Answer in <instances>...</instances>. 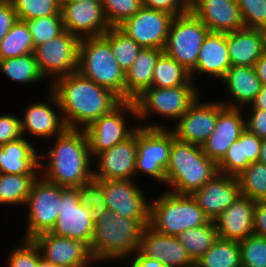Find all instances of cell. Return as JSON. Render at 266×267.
<instances>
[{
	"mask_svg": "<svg viewBox=\"0 0 266 267\" xmlns=\"http://www.w3.org/2000/svg\"><path fill=\"white\" fill-rule=\"evenodd\" d=\"M38 175L0 173V205H25L30 188Z\"/></svg>",
	"mask_w": 266,
	"mask_h": 267,
	"instance_id": "36",
	"label": "cell"
},
{
	"mask_svg": "<svg viewBox=\"0 0 266 267\" xmlns=\"http://www.w3.org/2000/svg\"><path fill=\"white\" fill-rule=\"evenodd\" d=\"M209 32V28L191 11L175 16L169 27L163 52L191 72L197 64L201 45Z\"/></svg>",
	"mask_w": 266,
	"mask_h": 267,
	"instance_id": "10",
	"label": "cell"
},
{
	"mask_svg": "<svg viewBox=\"0 0 266 267\" xmlns=\"http://www.w3.org/2000/svg\"><path fill=\"white\" fill-rule=\"evenodd\" d=\"M128 113L136 118L133 101H122L111 112L93 121L84 131L86 133L89 151L94 159L100 152L112 148L117 143L128 138L137 128L127 122ZM130 126V127H129Z\"/></svg>",
	"mask_w": 266,
	"mask_h": 267,
	"instance_id": "11",
	"label": "cell"
},
{
	"mask_svg": "<svg viewBox=\"0 0 266 267\" xmlns=\"http://www.w3.org/2000/svg\"><path fill=\"white\" fill-rule=\"evenodd\" d=\"M137 128L124 141L100 152L93 160L94 180H134L136 175Z\"/></svg>",
	"mask_w": 266,
	"mask_h": 267,
	"instance_id": "16",
	"label": "cell"
},
{
	"mask_svg": "<svg viewBox=\"0 0 266 267\" xmlns=\"http://www.w3.org/2000/svg\"><path fill=\"white\" fill-rule=\"evenodd\" d=\"M195 267H242L239 242L217 238Z\"/></svg>",
	"mask_w": 266,
	"mask_h": 267,
	"instance_id": "35",
	"label": "cell"
},
{
	"mask_svg": "<svg viewBox=\"0 0 266 267\" xmlns=\"http://www.w3.org/2000/svg\"><path fill=\"white\" fill-rule=\"evenodd\" d=\"M38 247L41 257L57 267H91L95 265L89 246L68 237L51 232L41 233L31 239Z\"/></svg>",
	"mask_w": 266,
	"mask_h": 267,
	"instance_id": "17",
	"label": "cell"
},
{
	"mask_svg": "<svg viewBox=\"0 0 266 267\" xmlns=\"http://www.w3.org/2000/svg\"><path fill=\"white\" fill-rule=\"evenodd\" d=\"M17 18L30 21L42 16L61 15V0H10Z\"/></svg>",
	"mask_w": 266,
	"mask_h": 267,
	"instance_id": "40",
	"label": "cell"
},
{
	"mask_svg": "<svg viewBox=\"0 0 266 267\" xmlns=\"http://www.w3.org/2000/svg\"><path fill=\"white\" fill-rule=\"evenodd\" d=\"M126 260L129 261V266L125 265L126 267H164L159 260L144 256L138 250Z\"/></svg>",
	"mask_w": 266,
	"mask_h": 267,
	"instance_id": "52",
	"label": "cell"
},
{
	"mask_svg": "<svg viewBox=\"0 0 266 267\" xmlns=\"http://www.w3.org/2000/svg\"><path fill=\"white\" fill-rule=\"evenodd\" d=\"M0 173L39 175L38 149L25 136L0 146Z\"/></svg>",
	"mask_w": 266,
	"mask_h": 267,
	"instance_id": "28",
	"label": "cell"
},
{
	"mask_svg": "<svg viewBox=\"0 0 266 267\" xmlns=\"http://www.w3.org/2000/svg\"><path fill=\"white\" fill-rule=\"evenodd\" d=\"M77 71L125 101V73L103 36L80 39Z\"/></svg>",
	"mask_w": 266,
	"mask_h": 267,
	"instance_id": "6",
	"label": "cell"
},
{
	"mask_svg": "<svg viewBox=\"0 0 266 267\" xmlns=\"http://www.w3.org/2000/svg\"><path fill=\"white\" fill-rule=\"evenodd\" d=\"M190 71L164 52L158 57L154 71L152 87L165 88L176 86H195Z\"/></svg>",
	"mask_w": 266,
	"mask_h": 267,
	"instance_id": "32",
	"label": "cell"
},
{
	"mask_svg": "<svg viewBox=\"0 0 266 267\" xmlns=\"http://www.w3.org/2000/svg\"><path fill=\"white\" fill-rule=\"evenodd\" d=\"M72 1H95V2H99V3H101L102 2V0H72Z\"/></svg>",
	"mask_w": 266,
	"mask_h": 267,
	"instance_id": "58",
	"label": "cell"
},
{
	"mask_svg": "<svg viewBox=\"0 0 266 267\" xmlns=\"http://www.w3.org/2000/svg\"><path fill=\"white\" fill-rule=\"evenodd\" d=\"M53 140L54 145L47 149V155L39 153V174L66 188H78L92 181L94 162L85 131L66 129Z\"/></svg>",
	"mask_w": 266,
	"mask_h": 267,
	"instance_id": "2",
	"label": "cell"
},
{
	"mask_svg": "<svg viewBox=\"0 0 266 267\" xmlns=\"http://www.w3.org/2000/svg\"><path fill=\"white\" fill-rule=\"evenodd\" d=\"M18 20L10 0H0V41Z\"/></svg>",
	"mask_w": 266,
	"mask_h": 267,
	"instance_id": "50",
	"label": "cell"
},
{
	"mask_svg": "<svg viewBox=\"0 0 266 267\" xmlns=\"http://www.w3.org/2000/svg\"><path fill=\"white\" fill-rule=\"evenodd\" d=\"M22 240V245L15 246L9 254L8 267H37L41 258L38 247L32 240Z\"/></svg>",
	"mask_w": 266,
	"mask_h": 267,
	"instance_id": "46",
	"label": "cell"
},
{
	"mask_svg": "<svg viewBox=\"0 0 266 267\" xmlns=\"http://www.w3.org/2000/svg\"><path fill=\"white\" fill-rule=\"evenodd\" d=\"M177 238L192 260L196 262L212 247L218 238V232L215 222L210 220L203 226L183 231L177 235Z\"/></svg>",
	"mask_w": 266,
	"mask_h": 267,
	"instance_id": "33",
	"label": "cell"
},
{
	"mask_svg": "<svg viewBox=\"0 0 266 267\" xmlns=\"http://www.w3.org/2000/svg\"><path fill=\"white\" fill-rule=\"evenodd\" d=\"M26 22L34 47L52 40L65 30L62 15L42 16Z\"/></svg>",
	"mask_w": 266,
	"mask_h": 267,
	"instance_id": "41",
	"label": "cell"
},
{
	"mask_svg": "<svg viewBox=\"0 0 266 267\" xmlns=\"http://www.w3.org/2000/svg\"><path fill=\"white\" fill-rule=\"evenodd\" d=\"M37 267H57L53 263L46 261L42 257L38 260Z\"/></svg>",
	"mask_w": 266,
	"mask_h": 267,
	"instance_id": "56",
	"label": "cell"
},
{
	"mask_svg": "<svg viewBox=\"0 0 266 267\" xmlns=\"http://www.w3.org/2000/svg\"><path fill=\"white\" fill-rule=\"evenodd\" d=\"M22 137L20 117L11 114L0 115V146Z\"/></svg>",
	"mask_w": 266,
	"mask_h": 267,
	"instance_id": "48",
	"label": "cell"
},
{
	"mask_svg": "<svg viewBox=\"0 0 266 267\" xmlns=\"http://www.w3.org/2000/svg\"><path fill=\"white\" fill-rule=\"evenodd\" d=\"M49 96L44 102L31 103L24 109V116L20 118L22 136L26 133L40 140L52 139L60 136L67 128L62 115L57 113L60 106L56 96L49 89ZM58 109V111L55 108ZM60 114V115H58Z\"/></svg>",
	"mask_w": 266,
	"mask_h": 267,
	"instance_id": "20",
	"label": "cell"
},
{
	"mask_svg": "<svg viewBox=\"0 0 266 267\" xmlns=\"http://www.w3.org/2000/svg\"><path fill=\"white\" fill-rule=\"evenodd\" d=\"M34 42L27 22L17 20L0 41V59H8L32 53Z\"/></svg>",
	"mask_w": 266,
	"mask_h": 267,
	"instance_id": "37",
	"label": "cell"
},
{
	"mask_svg": "<svg viewBox=\"0 0 266 267\" xmlns=\"http://www.w3.org/2000/svg\"><path fill=\"white\" fill-rule=\"evenodd\" d=\"M148 223L149 219H127L107 209L93 222L89 249L95 264L129 259L138 250L142 231Z\"/></svg>",
	"mask_w": 266,
	"mask_h": 267,
	"instance_id": "3",
	"label": "cell"
},
{
	"mask_svg": "<svg viewBox=\"0 0 266 267\" xmlns=\"http://www.w3.org/2000/svg\"><path fill=\"white\" fill-rule=\"evenodd\" d=\"M49 89L57 98L67 129L84 130L122 102L112 91L78 71L55 79Z\"/></svg>",
	"mask_w": 266,
	"mask_h": 267,
	"instance_id": "1",
	"label": "cell"
},
{
	"mask_svg": "<svg viewBox=\"0 0 266 267\" xmlns=\"http://www.w3.org/2000/svg\"><path fill=\"white\" fill-rule=\"evenodd\" d=\"M230 66L227 33L209 32L201 45L197 64L190 72L191 79L195 82L196 74L206 73L221 80Z\"/></svg>",
	"mask_w": 266,
	"mask_h": 267,
	"instance_id": "27",
	"label": "cell"
},
{
	"mask_svg": "<svg viewBox=\"0 0 266 267\" xmlns=\"http://www.w3.org/2000/svg\"><path fill=\"white\" fill-rule=\"evenodd\" d=\"M103 14L110 27H118L143 7L142 0H102Z\"/></svg>",
	"mask_w": 266,
	"mask_h": 267,
	"instance_id": "42",
	"label": "cell"
},
{
	"mask_svg": "<svg viewBox=\"0 0 266 267\" xmlns=\"http://www.w3.org/2000/svg\"><path fill=\"white\" fill-rule=\"evenodd\" d=\"M245 28H266V0H236Z\"/></svg>",
	"mask_w": 266,
	"mask_h": 267,
	"instance_id": "45",
	"label": "cell"
},
{
	"mask_svg": "<svg viewBox=\"0 0 266 267\" xmlns=\"http://www.w3.org/2000/svg\"><path fill=\"white\" fill-rule=\"evenodd\" d=\"M221 80L230 96L219 101L230 108L251 105L263 86L254 67L250 66L231 65Z\"/></svg>",
	"mask_w": 266,
	"mask_h": 267,
	"instance_id": "26",
	"label": "cell"
},
{
	"mask_svg": "<svg viewBox=\"0 0 266 267\" xmlns=\"http://www.w3.org/2000/svg\"><path fill=\"white\" fill-rule=\"evenodd\" d=\"M241 195L254 201H266V165L251 163L237 176Z\"/></svg>",
	"mask_w": 266,
	"mask_h": 267,
	"instance_id": "39",
	"label": "cell"
},
{
	"mask_svg": "<svg viewBox=\"0 0 266 267\" xmlns=\"http://www.w3.org/2000/svg\"><path fill=\"white\" fill-rule=\"evenodd\" d=\"M245 127L260 139H266V110L250 109L245 113Z\"/></svg>",
	"mask_w": 266,
	"mask_h": 267,
	"instance_id": "49",
	"label": "cell"
},
{
	"mask_svg": "<svg viewBox=\"0 0 266 267\" xmlns=\"http://www.w3.org/2000/svg\"><path fill=\"white\" fill-rule=\"evenodd\" d=\"M254 69L262 85H266V51H264L261 57L256 61Z\"/></svg>",
	"mask_w": 266,
	"mask_h": 267,
	"instance_id": "53",
	"label": "cell"
},
{
	"mask_svg": "<svg viewBox=\"0 0 266 267\" xmlns=\"http://www.w3.org/2000/svg\"><path fill=\"white\" fill-rule=\"evenodd\" d=\"M262 139L245 129L217 163L218 173L238 176L260 156Z\"/></svg>",
	"mask_w": 266,
	"mask_h": 267,
	"instance_id": "29",
	"label": "cell"
},
{
	"mask_svg": "<svg viewBox=\"0 0 266 267\" xmlns=\"http://www.w3.org/2000/svg\"><path fill=\"white\" fill-rule=\"evenodd\" d=\"M244 109L225 106L218 113L214 131L201 146L203 153L216 163L224 157L229 147L246 129Z\"/></svg>",
	"mask_w": 266,
	"mask_h": 267,
	"instance_id": "23",
	"label": "cell"
},
{
	"mask_svg": "<svg viewBox=\"0 0 266 267\" xmlns=\"http://www.w3.org/2000/svg\"><path fill=\"white\" fill-rule=\"evenodd\" d=\"M190 11L210 32L229 33L244 28L236 0H195Z\"/></svg>",
	"mask_w": 266,
	"mask_h": 267,
	"instance_id": "24",
	"label": "cell"
},
{
	"mask_svg": "<svg viewBox=\"0 0 266 267\" xmlns=\"http://www.w3.org/2000/svg\"><path fill=\"white\" fill-rule=\"evenodd\" d=\"M103 189L106 207L127 219H149V204L135 180H95Z\"/></svg>",
	"mask_w": 266,
	"mask_h": 267,
	"instance_id": "15",
	"label": "cell"
},
{
	"mask_svg": "<svg viewBox=\"0 0 266 267\" xmlns=\"http://www.w3.org/2000/svg\"><path fill=\"white\" fill-rule=\"evenodd\" d=\"M242 267H266V238L250 235L239 242Z\"/></svg>",
	"mask_w": 266,
	"mask_h": 267,
	"instance_id": "43",
	"label": "cell"
},
{
	"mask_svg": "<svg viewBox=\"0 0 266 267\" xmlns=\"http://www.w3.org/2000/svg\"><path fill=\"white\" fill-rule=\"evenodd\" d=\"M199 97L176 121L171 131L176 139L202 146L215 129L218 113L225 107L220 101H201Z\"/></svg>",
	"mask_w": 266,
	"mask_h": 267,
	"instance_id": "13",
	"label": "cell"
},
{
	"mask_svg": "<svg viewBox=\"0 0 266 267\" xmlns=\"http://www.w3.org/2000/svg\"><path fill=\"white\" fill-rule=\"evenodd\" d=\"M162 53L161 49L142 48L125 73V101H133L144 90L152 87L155 63Z\"/></svg>",
	"mask_w": 266,
	"mask_h": 267,
	"instance_id": "31",
	"label": "cell"
},
{
	"mask_svg": "<svg viewBox=\"0 0 266 267\" xmlns=\"http://www.w3.org/2000/svg\"><path fill=\"white\" fill-rule=\"evenodd\" d=\"M65 189L38 175L24 205L28 208V212H25L28 214L23 240H31L36 235L52 230L60 214L61 197Z\"/></svg>",
	"mask_w": 266,
	"mask_h": 267,
	"instance_id": "9",
	"label": "cell"
},
{
	"mask_svg": "<svg viewBox=\"0 0 266 267\" xmlns=\"http://www.w3.org/2000/svg\"><path fill=\"white\" fill-rule=\"evenodd\" d=\"M258 162L266 165V139H262Z\"/></svg>",
	"mask_w": 266,
	"mask_h": 267,
	"instance_id": "55",
	"label": "cell"
},
{
	"mask_svg": "<svg viewBox=\"0 0 266 267\" xmlns=\"http://www.w3.org/2000/svg\"><path fill=\"white\" fill-rule=\"evenodd\" d=\"M209 221L192 195L166 190L149 204L148 226L164 235L177 236Z\"/></svg>",
	"mask_w": 266,
	"mask_h": 267,
	"instance_id": "5",
	"label": "cell"
},
{
	"mask_svg": "<svg viewBox=\"0 0 266 267\" xmlns=\"http://www.w3.org/2000/svg\"><path fill=\"white\" fill-rule=\"evenodd\" d=\"M253 232L266 238V201H256Z\"/></svg>",
	"mask_w": 266,
	"mask_h": 267,
	"instance_id": "51",
	"label": "cell"
},
{
	"mask_svg": "<svg viewBox=\"0 0 266 267\" xmlns=\"http://www.w3.org/2000/svg\"><path fill=\"white\" fill-rule=\"evenodd\" d=\"M198 90L197 85L150 87L144 90L133 100L136 109L135 120L140 119L138 121L141 123L138 126L142 127V123H145V120L148 121L154 114L165 116L171 121H177L199 95H202Z\"/></svg>",
	"mask_w": 266,
	"mask_h": 267,
	"instance_id": "8",
	"label": "cell"
},
{
	"mask_svg": "<svg viewBox=\"0 0 266 267\" xmlns=\"http://www.w3.org/2000/svg\"><path fill=\"white\" fill-rule=\"evenodd\" d=\"M189 5H191L195 0H185Z\"/></svg>",
	"mask_w": 266,
	"mask_h": 267,
	"instance_id": "59",
	"label": "cell"
},
{
	"mask_svg": "<svg viewBox=\"0 0 266 267\" xmlns=\"http://www.w3.org/2000/svg\"><path fill=\"white\" fill-rule=\"evenodd\" d=\"M50 232L80 240L90 246L93 222L90 209L80 203L78 188H66L62 192L60 214Z\"/></svg>",
	"mask_w": 266,
	"mask_h": 267,
	"instance_id": "18",
	"label": "cell"
},
{
	"mask_svg": "<svg viewBox=\"0 0 266 267\" xmlns=\"http://www.w3.org/2000/svg\"><path fill=\"white\" fill-rule=\"evenodd\" d=\"M227 47L231 65L254 67L265 51L263 31L244 27L229 32Z\"/></svg>",
	"mask_w": 266,
	"mask_h": 267,
	"instance_id": "30",
	"label": "cell"
},
{
	"mask_svg": "<svg viewBox=\"0 0 266 267\" xmlns=\"http://www.w3.org/2000/svg\"><path fill=\"white\" fill-rule=\"evenodd\" d=\"M143 7L166 12L173 17L186 14L190 5L185 0H142Z\"/></svg>",
	"mask_w": 266,
	"mask_h": 267,
	"instance_id": "47",
	"label": "cell"
},
{
	"mask_svg": "<svg viewBox=\"0 0 266 267\" xmlns=\"http://www.w3.org/2000/svg\"><path fill=\"white\" fill-rule=\"evenodd\" d=\"M255 204L256 201L240 194L214 220L218 238L240 242L248 236L253 235Z\"/></svg>",
	"mask_w": 266,
	"mask_h": 267,
	"instance_id": "25",
	"label": "cell"
},
{
	"mask_svg": "<svg viewBox=\"0 0 266 267\" xmlns=\"http://www.w3.org/2000/svg\"><path fill=\"white\" fill-rule=\"evenodd\" d=\"M78 194L80 203L90 209L92 222L99 219L107 210L103 189L94 179L78 187Z\"/></svg>",
	"mask_w": 266,
	"mask_h": 267,
	"instance_id": "44",
	"label": "cell"
},
{
	"mask_svg": "<svg viewBox=\"0 0 266 267\" xmlns=\"http://www.w3.org/2000/svg\"><path fill=\"white\" fill-rule=\"evenodd\" d=\"M264 34V45H265V51H266V28L262 30Z\"/></svg>",
	"mask_w": 266,
	"mask_h": 267,
	"instance_id": "57",
	"label": "cell"
},
{
	"mask_svg": "<svg viewBox=\"0 0 266 267\" xmlns=\"http://www.w3.org/2000/svg\"><path fill=\"white\" fill-rule=\"evenodd\" d=\"M138 251L159 260L164 267H195V262L177 236L161 234L148 225L142 231Z\"/></svg>",
	"mask_w": 266,
	"mask_h": 267,
	"instance_id": "21",
	"label": "cell"
},
{
	"mask_svg": "<svg viewBox=\"0 0 266 267\" xmlns=\"http://www.w3.org/2000/svg\"><path fill=\"white\" fill-rule=\"evenodd\" d=\"M0 71L16 83L33 84L46 80L40 71L33 52L23 56L0 59Z\"/></svg>",
	"mask_w": 266,
	"mask_h": 267,
	"instance_id": "34",
	"label": "cell"
},
{
	"mask_svg": "<svg viewBox=\"0 0 266 267\" xmlns=\"http://www.w3.org/2000/svg\"><path fill=\"white\" fill-rule=\"evenodd\" d=\"M60 12L64 28L79 39L100 37L110 28L99 2L61 0Z\"/></svg>",
	"mask_w": 266,
	"mask_h": 267,
	"instance_id": "19",
	"label": "cell"
},
{
	"mask_svg": "<svg viewBox=\"0 0 266 267\" xmlns=\"http://www.w3.org/2000/svg\"><path fill=\"white\" fill-rule=\"evenodd\" d=\"M240 194L236 176L218 173L192 196L209 220L214 221Z\"/></svg>",
	"mask_w": 266,
	"mask_h": 267,
	"instance_id": "22",
	"label": "cell"
},
{
	"mask_svg": "<svg viewBox=\"0 0 266 267\" xmlns=\"http://www.w3.org/2000/svg\"><path fill=\"white\" fill-rule=\"evenodd\" d=\"M173 18L166 12L142 7L118 28L142 48L164 50Z\"/></svg>",
	"mask_w": 266,
	"mask_h": 267,
	"instance_id": "14",
	"label": "cell"
},
{
	"mask_svg": "<svg viewBox=\"0 0 266 267\" xmlns=\"http://www.w3.org/2000/svg\"><path fill=\"white\" fill-rule=\"evenodd\" d=\"M102 36L109 42L118 66L126 73L142 47L118 27H110Z\"/></svg>",
	"mask_w": 266,
	"mask_h": 267,
	"instance_id": "38",
	"label": "cell"
},
{
	"mask_svg": "<svg viewBox=\"0 0 266 267\" xmlns=\"http://www.w3.org/2000/svg\"><path fill=\"white\" fill-rule=\"evenodd\" d=\"M164 124L137 126L136 176L139 173L150 176L158 183L166 180L174 133Z\"/></svg>",
	"mask_w": 266,
	"mask_h": 267,
	"instance_id": "7",
	"label": "cell"
},
{
	"mask_svg": "<svg viewBox=\"0 0 266 267\" xmlns=\"http://www.w3.org/2000/svg\"><path fill=\"white\" fill-rule=\"evenodd\" d=\"M80 39L66 29L52 40L34 47L33 54L45 78L55 79L77 72Z\"/></svg>",
	"mask_w": 266,
	"mask_h": 267,
	"instance_id": "12",
	"label": "cell"
},
{
	"mask_svg": "<svg viewBox=\"0 0 266 267\" xmlns=\"http://www.w3.org/2000/svg\"><path fill=\"white\" fill-rule=\"evenodd\" d=\"M218 174L217 163L197 144L174 139L166 169L168 191L192 195Z\"/></svg>",
	"mask_w": 266,
	"mask_h": 267,
	"instance_id": "4",
	"label": "cell"
},
{
	"mask_svg": "<svg viewBox=\"0 0 266 267\" xmlns=\"http://www.w3.org/2000/svg\"><path fill=\"white\" fill-rule=\"evenodd\" d=\"M251 109H262L266 110V85H263L260 92L256 95L255 100L251 103Z\"/></svg>",
	"mask_w": 266,
	"mask_h": 267,
	"instance_id": "54",
	"label": "cell"
}]
</instances>
